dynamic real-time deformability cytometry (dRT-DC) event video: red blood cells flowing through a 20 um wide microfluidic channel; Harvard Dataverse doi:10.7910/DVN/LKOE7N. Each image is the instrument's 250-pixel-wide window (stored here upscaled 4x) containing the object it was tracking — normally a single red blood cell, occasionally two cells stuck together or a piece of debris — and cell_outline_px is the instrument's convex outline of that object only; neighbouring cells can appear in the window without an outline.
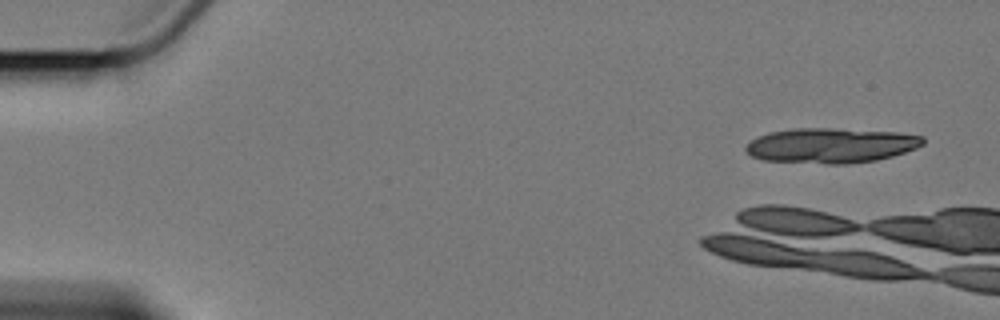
{"species": "Egyptian fruit bat (a non-hibernating species)", "species_latin": "Rousettus aegyptiacus", "temperature_condition": "cold", "stored_images_in_passage": 8, "camera_frame_rate_fps": 3000, "um_per_image_px": 0.085, "animal": {"sex": "female"}, "frame": {"image": 1, "passage_image": 1, "time_ms": 0.0, "image_size_px": [1000, 320], "cell_outline_px": [[924, 144], [916, 148], [892, 156], [876, 160], [848, 164], [824, 164], [760, 160], [752, 156], [744, 148], [752, 140], [768, 132], [792, 128], [832, 128], [900, 132], [924, 136]], "centroid_in_image_um": [70.64, 12.36], "position_along_channel_um": 14.4, "area_um2": 36.41}}